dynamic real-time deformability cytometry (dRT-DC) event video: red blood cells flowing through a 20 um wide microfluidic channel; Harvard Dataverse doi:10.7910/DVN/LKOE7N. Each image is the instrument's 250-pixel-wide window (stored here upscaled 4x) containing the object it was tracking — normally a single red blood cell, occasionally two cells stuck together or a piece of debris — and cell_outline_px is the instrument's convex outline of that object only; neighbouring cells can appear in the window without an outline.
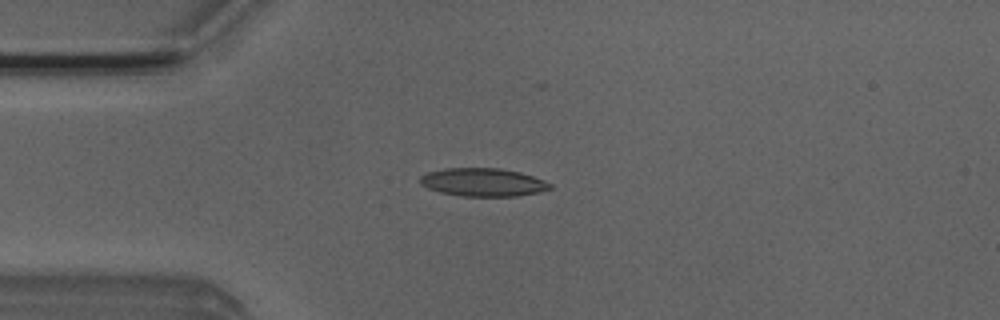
{"species": "Egyptian fruit bat (a non-hibernating species)", "species_latin": "Rousettus aegyptiacus", "temperature_condition": "room temperature", "stored_images_in_passage": 51, "camera_frame_rate_fps": 3000, "um_per_image_px": 0.085, "animal": {"sex": "male"}, "frame": {"image": 1, "passage_image": 12, "time_ms": 3.667, "image_size_px": [1000, 320], "cell_outline_px": [[552, 188], [540, 192], [516, 196], [460, 196], [440, 192], [428, 188], [420, 184], [420, 176], [428, 172], [444, 168], [500, 168], [520, 172], [544, 180], [552, 184]], "centroid_in_image_um": [41.06, 15.49], "position_along_channel_um": 43.9, "area_um2": 21.39}}
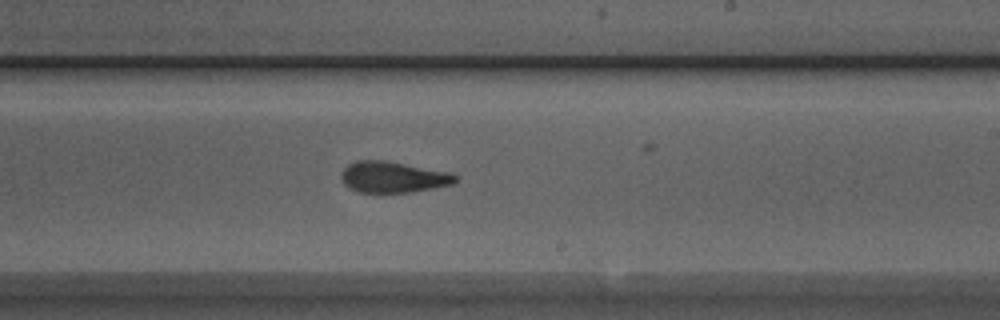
{"frame": {"image": 2, "passage_image": 29, "time_ms": 9.333, "image_size_px": [1000, 320], "cell_outline_px": [[456, 180], [452, 184], [412, 192], [356, 192], [348, 188], [344, 184], [340, 176], [340, 172], [348, 164], [356, 160], [388, 160], [452, 172], [456, 176]], "centroid_in_image_um": [33.38, 15.03], "position_along_channel_um": 255.6, "area_um2": 20.98}}
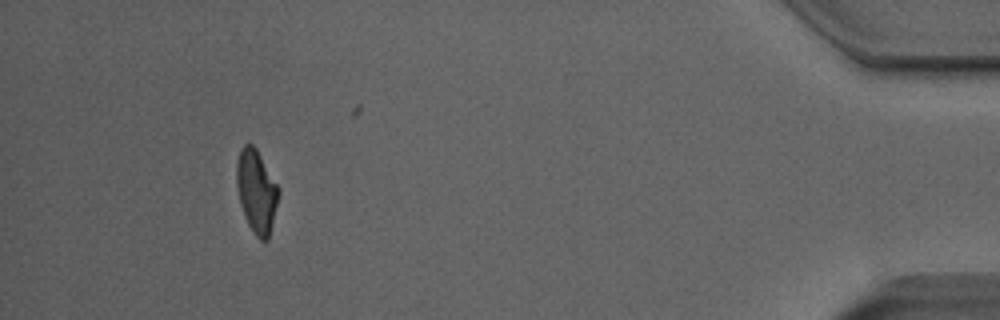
{"frame": {"image": 3, "passage_image": 46, "time_ms": 15.0, "image_size_px": [1000, 320], "cell_outline_px": [[280, 192], [268, 240], [260, 240], [256, 236], [248, 224], [244, 216], [236, 184], [236, 160], [240, 148], [244, 144], [252, 144], [256, 148], [280, 188]], "centroid_in_image_um": [21.8, 16.23], "position_along_channel_um": 413.4, "area_um2": 20.35}, "authors_computed_cell_mechanics": {"area_um2": 20.9236, "velocity_mm_per_s": 4.0315, "shape_relaxation_time_tau1_ms": 5.201, "shape_relaxation_time_tau2_ms": 2.0285, "deformation_change_tau1": 0.1986, "deformation_change_tau2": 0.1089}}